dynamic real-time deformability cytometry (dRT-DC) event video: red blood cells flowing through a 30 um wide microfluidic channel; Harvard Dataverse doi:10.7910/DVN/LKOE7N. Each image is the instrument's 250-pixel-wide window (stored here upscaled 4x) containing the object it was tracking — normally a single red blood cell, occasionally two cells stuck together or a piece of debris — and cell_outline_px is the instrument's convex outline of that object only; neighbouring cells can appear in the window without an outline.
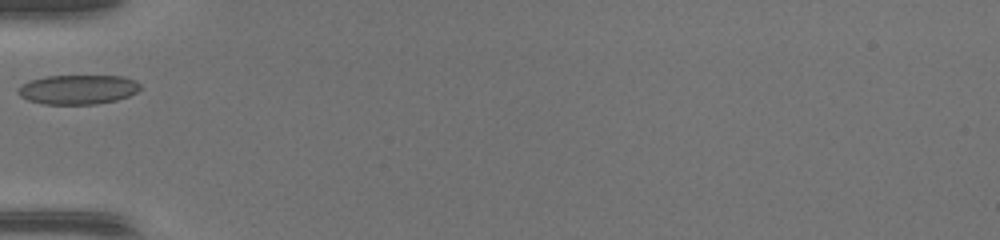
{"species": "common noctule bat (a hibernating species)", "species_latin": "Nyctalus noctula", "temperature_condition": "warm", "stored_images_in_passage": 11, "camera_frame_rate_fps": 3000, "um_per_image_px": 0.085, "animal": {"sex": "female", "body_mass_g": 17.0, "forearm_length_mm": 48.0}, "frame": {"image": 1, "passage_image": 1, "time_ms": 0.0, "image_size_px": [1000, 240], "cell_outline_px": [[140, 88], [136, 92], [128, 96], [116, 100], [96, 104], [44, 104], [28, 100], [20, 96], [16, 92], [16, 88], [28, 80], [44, 76], [124, 76], [136, 80], [140, 84]], "centroid_in_image_um": [6.58, 7.6], "position_along_channel_um": 78.4, "area_um2": 21.15}}
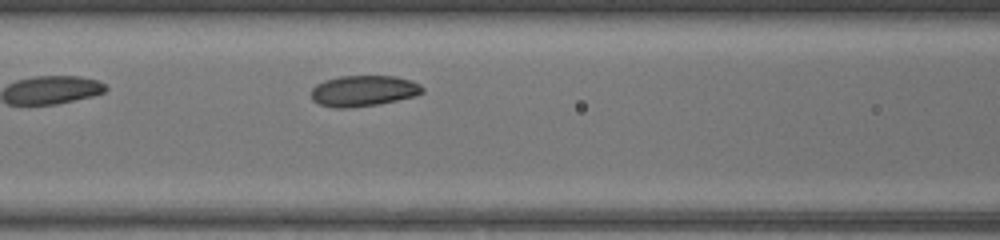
{"frame": {"image": 2, "passage_image": 5, "time_ms": 1.333, "image_size_px": [1000, 240], "cell_outline_px": [[424, 92], [416, 96], [380, 104], [348, 108], [332, 108], [320, 104], [312, 100], [312, 88], [316, 84], [324, 80], [340, 76], [396, 76], [412, 80], [420, 84], [424, 88]], "centroid_in_image_um": [30.92, 7.72], "position_along_channel_um": 135.7, "area_um2": 20.29}}
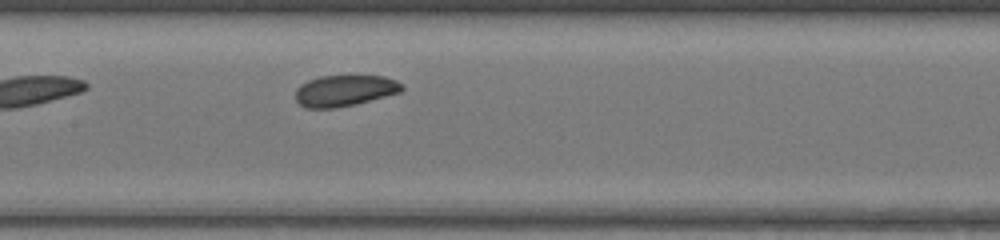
{"frame": {"image": 3, "passage_image": 8, "time_ms": 2.333, "image_size_px": [1000, 240], "cell_outline_px": [[404, 88], [400, 92], [356, 104], [336, 108], [304, 108], [296, 100], [296, 88], [300, 84], [308, 80], [320, 76], [384, 76], [396, 80]], "centroid_in_image_um": [29.26, 7.71], "position_along_channel_um": 178.1, "area_um2": 19.31}}